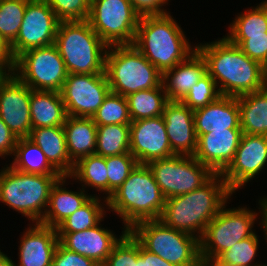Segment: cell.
Instances as JSON below:
<instances>
[{
  "label": "cell",
  "instance_id": "484cf974",
  "mask_svg": "<svg viewBox=\"0 0 267 266\" xmlns=\"http://www.w3.org/2000/svg\"><path fill=\"white\" fill-rule=\"evenodd\" d=\"M63 129L69 158L74 164L82 157L95 154L97 125L92 118L67 116Z\"/></svg>",
  "mask_w": 267,
  "mask_h": 266
},
{
  "label": "cell",
  "instance_id": "7a4b0ae2",
  "mask_svg": "<svg viewBox=\"0 0 267 266\" xmlns=\"http://www.w3.org/2000/svg\"><path fill=\"white\" fill-rule=\"evenodd\" d=\"M232 194L221 174H215L202 187L167 198L160 220L166 226L199 239Z\"/></svg>",
  "mask_w": 267,
  "mask_h": 266
},
{
  "label": "cell",
  "instance_id": "836d02e7",
  "mask_svg": "<svg viewBox=\"0 0 267 266\" xmlns=\"http://www.w3.org/2000/svg\"><path fill=\"white\" fill-rule=\"evenodd\" d=\"M98 196H93L57 228V233L81 232L99 225L106 213ZM105 211V212H104Z\"/></svg>",
  "mask_w": 267,
  "mask_h": 266
},
{
  "label": "cell",
  "instance_id": "603a6c76",
  "mask_svg": "<svg viewBox=\"0 0 267 266\" xmlns=\"http://www.w3.org/2000/svg\"><path fill=\"white\" fill-rule=\"evenodd\" d=\"M206 73V62L196 49L184 61L163 73L162 84L169 101H181Z\"/></svg>",
  "mask_w": 267,
  "mask_h": 266
},
{
  "label": "cell",
  "instance_id": "8d00e7d4",
  "mask_svg": "<svg viewBox=\"0 0 267 266\" xmlns=\"http://www.w3.org/2000/svg\"><path fill=\"white\" fill-rule=\"evenodd\" d=\"M30 0H0V34L11 45L20 30Z\"/></svg>",
  "mask_w": 267,
  "mask_h": 266
},
{
  "label": "cell",
  "instance_id": "44dd1931",
  "mask_svg": "<svg viewBox=\"0 0 267 266\" xmlns=\"http://www.w3.org/2000/svg\"><path fill=\"white\" fill-rule=\"evenodd\" d=\"M21 239L19 265L14 266H52L53 255L59 243L55 228L36 223L24 231Z\"/></svg>",
  "mask_w": 267,
  "mask_h": 266
},
{
  "label": "cell",
  "instance_id": "e0dca14e",
  "mask_svg": "<svg viewBox=\"0 0 267 266\" xmlns=\"http://www.w3.org/2000/svg\"><path fill=\"white\" fill-rule=\"evenodd\" d=\"M130 153L138 164L175 155L172 152L163 116L131 121Z\"/></svg>",
  "mask_w": 267,
  "mask_h": 266
},
{
  "label": "cell",
  "instance_id": "2e32d148",
  "mask_svg": "<svg viewBox=\"0 0 267 266\" xmlns=\"http://www.w3.org/2000/svg\"><path fill=\"white\" fill-rule=\"evenodd\" d=\"M267 164V136L242 135L233 160L221 173L228 188L235 190L244 186Z\"/></svg>",
  "mask_w": 267,
  "mask_h": 266
},
{
  "label": "cell",
  "instance_id": "83f0119b",
  "mask_svg": "<svg viewBox=\"0 0 267 266\" xmlns=\"http://www.w3.org/2000/svg\"><path fill=\"white\" fill-rule=\"evenodd\" d=\"M244 134L267 136V87L237 97Z\"/></svg>",
  "mask_w": 267,
  "mask_h": 266
},
{
  "label": "cell",
  "instance_id": "4dcf8cb0",
  "mask_svg": "<svg viewBox=\"0 0 267 266\" xmlns=\"http://www.w3.org/2000/svg\"><path fill=\"white\" fill-rule=\"evenodd\" d=\"M130 152V125L108 124L97 126L95 154L103 157Z\"/></svg>",
  "mask_w": 267,
  "mask_h": 266
},
{
  "label": "cell",
  "instance_id": "f5cc1de1",
  "mask_svg": "<svg viewBox=\"0 0 267 266\" xmlns=\"http://www.w3.org/2000/svg\"><path fill=\"white\" fill-rule=\"evenodd\" d=\"M8 74V72L0 65V81Z\"/></svg>",
  "mask_w": 267,
  "mask_h": 266
},
{
  "label": "cell",
  "instance_id": "7c38bea8",
  "mask_svg": "<svg viewBox=\"0 0 267 266\" xmlns=\"http://www.w3.org/2000/svg\"><path fill=\"white\" fill-rule=\"evenodd\" d=\"M147 165L166 199L194 191L215 175L194 156L173 155Z\"/></svg>",
  "mask_w": 267,
  "mask_h": 266
},
{
  "label": "cell",
  "instance_id": "ba28073f",
  "mask_svg": "<svg viewBox=\"0 0 267 266\" xmlns=\"http://www.w3.org/2000/svg\"><path fill=\"white\" fill-rule=\"evenodd\" d=\"M141 246L175 266H203L199 239L166 226L159 220H145L128 230Z\"/></svg>",
  "mask_w": 267,
  "mask_h": 266
},
{
  "label": "cell",
  "instance_id": "9c48e42d",
  "mask_svg": "<svg viewBox=\"0 0 267 266\" xmlns=\"http://www.w3.org/2000/svg\"><path fill=\"white\" fill-rule=\"evenodd\" d=\"M226 204L207 224L199 238V251L202 262L217 259L236 242L253 236L252 230L257 213L247 207L226 209Z\"/></svg>",
  "mask_w": 267,
  "mask_h": 266
},
{
  "label": "cell",
  "instance_id": "cb8c5ba5",
  "mask_svg": "<svg viewBox=\"0 0 267 266\" xmlns=\"http://www.w3.org/2000/svg\"><path fill=\"white\" fill-rule=\"evenodd\" d=\"M28 138L41 149L62 176L72 173L74 163L69 158L63 126L32 128Z\"/></svg>",
  "mask_w": 267,
  "mask_h": 266
},
{
  "label": "cell",
  "instance_id": "d590c367",
  "mask_svg": "<svg viewBox=\"0 0 267 266\" xmlns=\"http://www.w3.org/2000/svg\"><path fill=\"white\" fill-rule=\"evenodd\" d=\"M92 119L97 126L130 125L131 118L126 97L110 91Z\"/></svg>",
  "mask_w": 267,
  "mask_h": 266
},
{
  "label": "cell",
  "instance_id": "1f68e13d",
  "mask_svg": "<svg viewBox=\"0 0 267 266\" xmlns=\"http://www.w3.org/2000/svg\"><path fill=\"white\" fill-rule=\"evenodd\" d=\"M71 178L79 180L88 187L108 194V171L105 157L96 154L80 158L75 164Z\"/></svg>",
  "mask_w": 267,
  "mask_h": 266
},
{
  "label": "cell",
  "instance_id": "6da1fadb",
  "mask_svg": "<svg viewBox=\"0 0 267 266\" xmlns=\"http://www.w3.org/2000/svg\"><path fill=\"white\" fill-rule=\"evenodd\" d=\"M195 47L204 57L206 72L218 84L221 95L238 97L266 87L263 65L226 37Z\"/></svg>",
  "mask_w": 267,
  "mask_h": 266
},
{
  "label": "cell",
  "instance_id": "8fae6325",
  "mask_svg": "<svg viewBox=\"0 0 267 266\" xmlns=\"http://www.w3.org/2000/svg\"><path fill=\"white\" fill-rule=\"evenodd\" d=\"M140 15L130 0H91L88 21L108 45H132Z\"/></svg>",
  "mask_w": 267,
  "mask_h": 266
},
{
  "label": "cell",
  "instance_id": "5b68a950",
  "mask_svg": "<svg viewBox=\"0 0 267 266\" xmlns=\"http://www.w3.org/2000/svg\"><path fill=\"white\" fill-rule=\"evenodd\" d=\"M55 45L68 73H105L109 46L93 30L88 20L59 22Z\"/></svg>",
  "mask_w": 267,
  "mask_h": 266
},
{
  "label": "cell",
  "instance_id": "4fadbf2b",
  "mask_svg": "<svg viewBox=\"0 0 267 266\" xmlns=\"http://www.w3.org/2000/svg\"><path fill=\"white\" fill-rule=\"evenodd\" d=\"M110 91L106 73H68L60 94L67 116L92 118Z\"/></svg>",
  "mask_w": 267,
  "mask_h": 266
},
{
  "label": "cell",
  "instance_id": "52a82bcc",
  "mask_svg": "<svg viewBox=\"0 0 267 266\" xmlns=\"http://www.w3.org/2000/svg\"><path fill=\"white\" fill-rule=\"evenodd\" d=\"M105 73L111 92L124 97L162 85L163 74L133 45L109 46Z\"/></svg>",
  "mask_w": 267,
  "mask_h": 266
},
{
  "label": "cell",
  "instance_id": "e575fe53",
  "mask_svg": "<svg viewBox=\"0 0 267 266\" xmlns=\"http://www.w3.org/2000/svg\"><path fill=\"white\" fill-rule=\"evenodd\" d=\"M102 266H147V250L128 231Z\"/></svg>",
  "mask_w": 267,
  "mask_h": 266
},
{
  "label": "cell",
  "instance_id": "ac0fdd59",
  "mask_svg": "<svg viewBox=\"0 0 267 266\" xmlns=\"http://www.w3.org/2000/svg\"><path fill=\"white\" fill-rule=\"evenodd\" d=\"M242 135V129H226L199 135L193 156L215 174H221L233 160Z\"/></svg>",
  "mask_w": 267,
  "mask_h": 266
},
{
  "label": "cell",
  "instance_id": "f907efd6",
  "mask_svg": "<svg viewBox=\"0 0 267 266\" xmlns=\"http://www.w3.org/2000/svg\"><path fill=\"white\" fill-rule=\"evenodd\" d=\"M202 264L203 266H236V265L222 263L218 259L208 260L207 262H202Z\"/></svg>",
  "mask_w": 267,
  "mask_h": 266
},
{
  "label": "cell",
  "instance_id": "60d3db41",
  "mask_svg": "<svg viewBox=\"0 0 267 266\" xmlns=\"http://www.w3.org/2000/svg\"><path fill=\"white\" fill-rule=\"evenodd\" d=\"M60 22L88 20L91 0H46Z\"/></svg>",
  "mask_w": 267,
  "mask_h": 266
},
{
  "label": "cell",
  "instance_id": "ab89813d",
  "mask_svg": "<svg viewBox=\"0 0 267 266\" xmlns=\"http://www.w3.org/2000/svg\"><path fill=\"white\" fill-rule=\"evenodd\" d=\"M217 89V90H216ZM221 96L217 84L206 72L181 100L191 110H196L216 101Z\"/></svg>",
  "mask_w": 267,
  "mask_h": 266
},
{
  "label": "cell",
  "instance_id": "b9f144b4",
  "mask_svg": "<svg viewBox=\"0 0 267 266\" xmlns=\"http://www.w3.org/2000/svg\"><path fill=\"white\" fill-rule=\"evenodd\" d=\"M239 46L245 55L264 65L267 62V36H249V38H227Z\"/></svg>",
  "mask_w": 267,
  "mask_h": 266
},
{
  "label": "cell",
  "instance_id": "d6986e66",
  "mask_svg": "<svg viewBox=\"0 0 267 266\" xmlns=\"http://www.w3.org/2000/svg\"><path fill=\"white\" fill-rule=\"evenodd\" d=\"M162 116L172 152L175 155L193 156L198 139L194 111L181 101H168Z\"/></svg>",
  "mask_w": 267,
  "mask_h": 266
},
{
  "label": "cell",
  "instance_id": "7402d4cb",
  "mask_svg": "<svg viewBox=\"0 0 267 266\" xmlns=\"http://www.w3.org/2000/svg\"><path fill=\"white\" fill-rule=\"evenodd\" d=\"M197 137L209 132L241 129L237 97L221 95L216 101L194 110Z\"/></svg>",
  "mask_w": 267,
  "mask_h": 266
},
{
  "label": "cell",
  "instance_id": "ee69618b",
  "mask_svg": "<svg viewBox=\"0 0 267 266\" xmlns=\"http://www.w3.org/2000/svg\"><path fill=\"white\" fill-rule=\"evenodd\" d=\"M169 0H130L135 11L142 17L147 15H162L169 12L162 9Z\"/></svg>",
  "mask_w": 267,
  "mask_h": 266
},
{
  "label": "cell",
  "instance_id": "3957f363",
  "mask_svg": "<svg viewBox=\"0 0 267 266\" xmlns=\"http://www.w3.org/2000/svg\"><path fill=\"white\" fill-rule=\"evenodd\" d=\"M169 14L140 17L132 44L162 74L196 50Z\"/></svg>",
  "mask_w": 267,
  "mask_h": 266
},
{
  "label": "cell",
  "instance_id": "681fc988",
  "mask_svg": "<svg viewBox=\"0 0 267 266\" xmlns=\"http://www.w3.org/2000/svg\"><path fill=\"white\" fill-rule=\"evenodd\" d=\"M14 262L0 250V266H14Z\"/></svg>",
  "mask_w": 267,
  "mask_h": 266
},
{
  "label": "cell",
  "instance_id": "f546056e",
  "mask_svg": "<svg viewBox=\"0 0 267 266\" xmlns=\"http://www.w3.org/2000/svg\"><path fill=\"white\" fill-rule=\"evenodd\" d=\"M131 121L155 118L163 115L169 101L163 84L156 88L140 90L126 96Z\"/></svg>",
  "mask_w": 267,
  "mask_h": 266
},
{
  "label": "cell",
  "instance_id": "c3c4849f",
  "mask_svg": "<svg viewBox=\"0 0 267 266\" xmlns=\"http://www.w3.org/2000/svg\"><path fill=\"white\" fill-rule=\"evenodd\" d=\"M259 204H260V208L261 209V217H262V225H263V228H264V232H265V237H266V240H267V198H261V200H259ZM267 242V241H266Z\"/></svg>",
  "mask_w": 267,
  "mask_h": 266
},
{
  "label": "cell",
  "instance_id": "5bb4252c",
  "mask_svg": "<svg viewBox=\"0 0 267 266\" xmlns=\"http://www.w3.org/2000/svg\"><path fill=\"white\" fill-rule=\"evenodd\" d=\"M59 22L46 0H30L19 33L10 45L14 58L29 49L55 44Z\"/></svg>",
  "mask_w": 267,
  "mask_h": 266
},
{
  "label": "cell",
  "instance_id": "277c9868",
  "mask_svg": "<svg viewBox=\"0 0 267 266\" xmlns=\"http://www.w3.org/2000/svg\"><path fill=\"white\" fill-rule=\"evenodd\" d=\"M166 198L147 164H137L123 184L107 199V206L130 230L145 220H159Z\"/></svg>",
  "mask_w": 267,
  "mask_h": 266
},
{
  "label": "cell",
  "instance_id": "74e56055",
  "mask_svg": "<svg viewBox=\"0 0 267 266\" xmlns=\"http://www.w3.org/2000/svg\"><path fill=\"white\" fill-rule=\"evenodd\" d=\"M105 163L108 171V195L104 201L107 204V199L123 184L138 162L129 152L105 157Z\"/></svg>",
  "mask_w": 267,
  "mask_h": 266
},
{
  "label": "cell",
  "instance_id": "7dc6e473",
  "mask_svg": "<svg viewBox=\"0 0 267 266\" xmlns=\"http://www.w3.org/2000/svg\"><path fill=\"white\" fill-rule=\"evenodd\" d=\"M147 266H175L160 256L147 251Z\"/></svg>",
  "mask_w": 267,
  "mask_h": 266
},
{
  "label": "cell",
  "instance_id": "4316f807",
  "mask_svg": "<svg viewBox=\"0 0 267 266\" xmlns=\"http://www.w3.org/2000/svg\"><path fill=\"white\" fill-rule=\"evenodd\" d=\"M30 118L32 128L63 126L67 113L61 94L31 89Z\"/></svg>",
  "mask_w": 267,
  "mask_h": 266
},
{
  "label": "cell",
  "instance_id": "d6a6232c",
  "mask_svg": "<svg viewBox=\"0 0 267 266\" xmlns=\"http://www.w3.org/2000/svg\"><path fill=\"white\" fill-rule=\"evenodd\" d=\"M226 38H249V36H267V1L257 7L237 15L229 26Z\"/></svg>",
  "mask_w": 267,
  "mask_h": 266
},
{
  "label": "cell",
  "instance_id": "f35d334b",
  "mask_svg": "<svg viewBox=\"0 0 267 266\" xmlns=\"http://www.w3.org/2000/svg\"><path fill=\"white\" fill-rule=\"evenodd\" d=\"M258 241V235L256 234L247 237L239 242H236L217 259L222 263L236 266H261L262 264H251V262L255 260V256H257L259 246Z\"/></svg>",
  "mask_w": 267,
  "mask_h": 266
},
{
  "label": "cell",
  "instance_id": "9a60e30c",
  "mask_svg": "<svg viewBox=\"0 0 267 266\" xmlns=\"http://www.w3.org/2000/svg\"><path fill=\"white\" fill-rule=\"evenodd\" d=\"M30 96L31 89L13 72L0 81V118L18 139L32 130Z\"/></svg>",
  "mask_w": 267,
  "mask_h": 266
},
{
  "label": "cell",
  "instance_id": "816d5d0a",
  "mask_svg": "<svg viewBox=\"0 0 267 266\" xmlns=\"http://www.w3.org/2000/svg\"><path fill=\"white\" fill-rule=\"evenodd\" d=\"M263 70H264V83L265 86L267 87V62L263 65Z\"/></svg>",
  "mask_w": 267,
  "mask_h": 266
},
{
  "label": "cell",
  "instance_id": "ffe728a7",
  "mask_svg": "<svg viewBox=\"0 0 267 266\" xmlns=\"http://www.w3.org/2000/svg\"><path fill=\"white\" fill-rule=\"evenodd\" d=\"M128 232L122 231L118 238L108 229L96 225L93 228L73 233H57L59 242L68 250L84 255L102 266L114 246Z\"/></svg>",
  "mask_w": 267,
  "mask_h": 266
},
{
  "label": "cell",
  "instance_id": "f1b7e54d",
  "mask_svg": "<svg viewBox=\"0 0 267 266\" xmlns=\"http://www.w3.org/2000/svg\"><path fill=\"white\" fill-rule=\"evenodd\" d=\"M13 156L15 158L10 166L15 170L40 175H61L29 138L17 139Z\"/></svg>",
  "mask_w": 267,
  "mask_h": 266
},
{
  "label": "cell",
  "instance_id": "30bf717a",
  "mask_svg": "<svg viewBox=\"0 0 267 266\" xmlns=\"http://www.w3.org/2000/svg\"><path fill=\"white\" fill-rule=\"evenodd\" d=\"M12 72L32 90L59 93L68 75L55 44L23 52L15 59Z\"/></svg>",
  "mask_w": 267,
  "mask_h": 266
},
{
  "label": "cell",
  "instance_id": "7bdbcfd3",
  "mask_svg": "<svg viewBox=\"0 0 267 266\" xmlns=\"http://www.w3.org/2000/svg\"><path fill=\"white\" fill-rule=\"evenodd\" d=\"M52 266H100L94 260L65 248L58 243L53 255Z\"/></svg>",
  "mask_w": 267,
  "mask_h": 266
},
{
  "label": "cell",
  "instance_id": "f6af8a7d",
  "mask_svg": "<svg viewBox=\"0 0 267 266\" xmlns=\"http://www.w3.org/2000/svg\"><path fill=\"white\" fill-rule=\"evenodd\" d=\"M17 139L0 118V157L14 154Z\"/></svg>",
  "mask_w": 267,
  "mask_h": 266
},
{
  "label": "cell",
  "instance_id": "8992f818",
  "mask_svg": "<svg viewBox=\"0 0 267 266\" xmlns=\"http://www.w3.org/2000/svg\"><path fill=\"white\" fill-rule=\"evenodd\" d=\"M61 176L25 173L9 165L0 172V201L29 220L41 223L51 189Z\"/></svg>",
  "mask_w": 267,
  "mask_h": 266
},
{
  "label": "cell",
  "instance_id": "d4e9b609",
  "mask_svg": "<svg viewBox=\"0 0 267 266\" xmlns=\"http://www.w3.org/2000/svg\"><path fill=\"white\" fill-rule=\"evenodd\" d=\"M69 176H61L51 189L46 212L41 224L57 228L65 219L82 207L92 195L85 194L84 188L80 192H73L63 187Z\"/></svg>",
  "mask_w": 267,
  "mask_h": 266
},
{
  "label": "cell",
  "instance_id": "bcb514c9",
  "mask_svg": "<svg viewBox=\"0 0 267 266\" xmlns=\"http://www.w3.org/2000/svg\"><path fill=\"white\" fill-rule=\"evenodd\" d=\"M15 58L8 42L0 34V65L8 72L13 71Z\"/></svg>",
  "mask_w": 267,
  "mask_h": 266
}]
</instances>
